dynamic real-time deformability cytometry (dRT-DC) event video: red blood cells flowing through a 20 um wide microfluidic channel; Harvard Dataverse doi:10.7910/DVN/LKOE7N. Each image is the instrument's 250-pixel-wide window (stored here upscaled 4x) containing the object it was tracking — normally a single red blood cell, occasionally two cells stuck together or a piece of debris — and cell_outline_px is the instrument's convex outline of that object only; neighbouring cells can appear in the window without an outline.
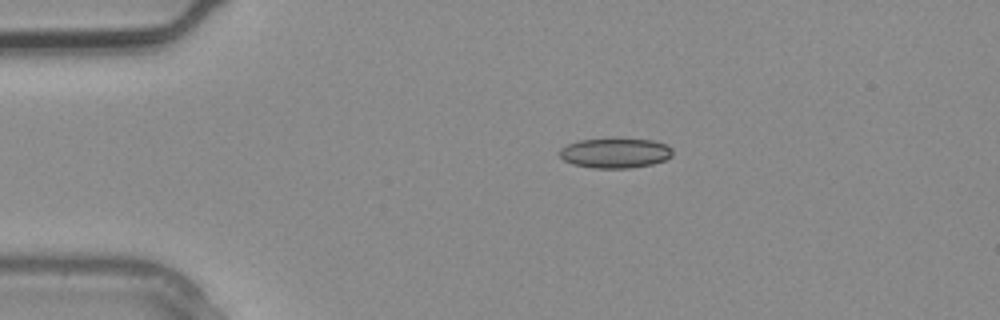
{"species": "common noctule bat (a hibernating species)", "species_latin": "Nyctalus noctula", "temperature_condition": "warm", "stored_images_in_passage": 3, "camera_frame_rate_fps": 3000, "um_per_image_px": 0.085, "animal": {"sex": "male", "body_mass_g": 20.4}, "frame": {"image": 1, "passage_image": 1, "time_ms": 0.0, "image_size_px": [1000, 320], "cell_outline_px": [[672, 156], [664, 160], [652, 164], [628, 168], [592, 168], [572, 164], [564, 160], [560, 156], [560, 148], [568, 144], [580, 140], [616, 136], [652, 140], [664, 144], [672, 148]], "centroid_in_image_um": [52.28, 12.97], "position_along_channel_um": 32.7, "area_um2": 20.29}}